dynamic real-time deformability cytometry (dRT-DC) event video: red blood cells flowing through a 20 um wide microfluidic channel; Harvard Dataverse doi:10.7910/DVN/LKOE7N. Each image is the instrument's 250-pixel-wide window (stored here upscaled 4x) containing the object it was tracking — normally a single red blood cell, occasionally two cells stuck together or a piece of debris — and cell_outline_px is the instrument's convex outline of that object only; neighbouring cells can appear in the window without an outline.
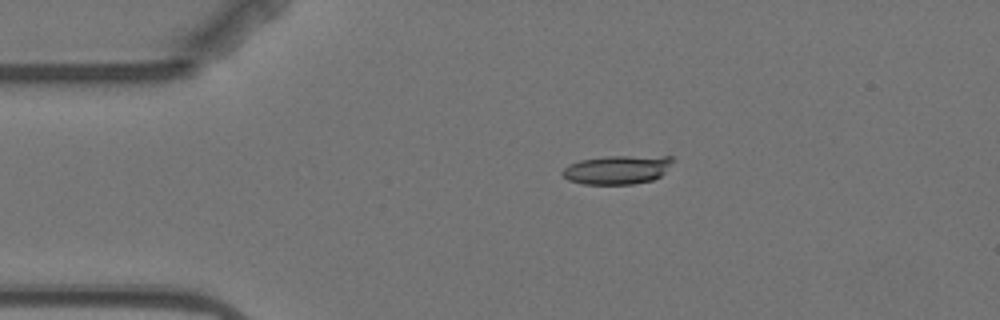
{"species": "Egyptian fruit bat (a non-hibernating species)", "species_latin": "Rousettus aegyptiacus", "temperature_condition": "warm", "stored_images_in_passage": 4, "camera_frame_rate_fps": 3000, "um_per_image_px": 0.085, "animal": {"sex": "female"}, "frame": {"image": 1, "passage_image": 3, "time_ms": 3.667, "image_size_px": [1000, 320], "cell_outline_px": [[672, 160], [664, 172], [660, 176], [652, 180], [632, 184], [584, 184], [568, 180], [560, 172], [568, 164], [580, 160], [608, 156], [672, 156]], "centroid_in_image_um": [52.42, 14.42], "position_along_channel_um": 32.6, "area_um2": 18.38}}